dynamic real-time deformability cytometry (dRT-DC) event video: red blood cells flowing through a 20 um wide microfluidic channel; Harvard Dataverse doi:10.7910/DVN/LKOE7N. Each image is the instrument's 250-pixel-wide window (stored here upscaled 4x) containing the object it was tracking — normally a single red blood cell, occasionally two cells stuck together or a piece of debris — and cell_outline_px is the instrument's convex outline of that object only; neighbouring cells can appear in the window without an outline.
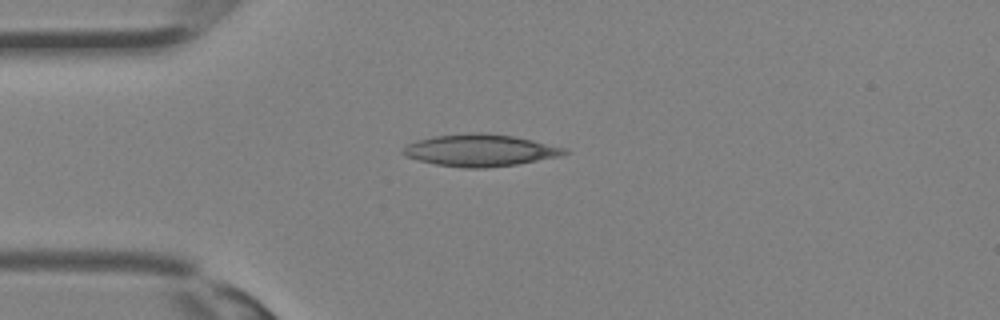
{"species": "Egyptian fruit bat (a non-hibernating species)", "species_latin": "Rousettus aegyptiacus", "temperature_condition": "room temperature", "stored_images_in_passage": 11, "camera_frame_rate_fps": 3000, "um_per_image_px": 0.085, "animal": {"sex": "female"}, "frame": {"image": 1, "passage_image": 1, "time_ms": 0.0, "image_size_px": [1000, 320], "cell_outline_px": [[568, 152], [560, 156], [516, 164], [484, 168], [464, 168], [436, 164], [404, 156], [400, 152], [400, 148], [416, 140], [432, 136], [468, 132], [484, 132], [512, 136], [532, 140], [564, 148]], "centroid_in_image_um": [40.73, 12.76], "position_along_channel_um": 44.3, "area_um2": 30.06}}
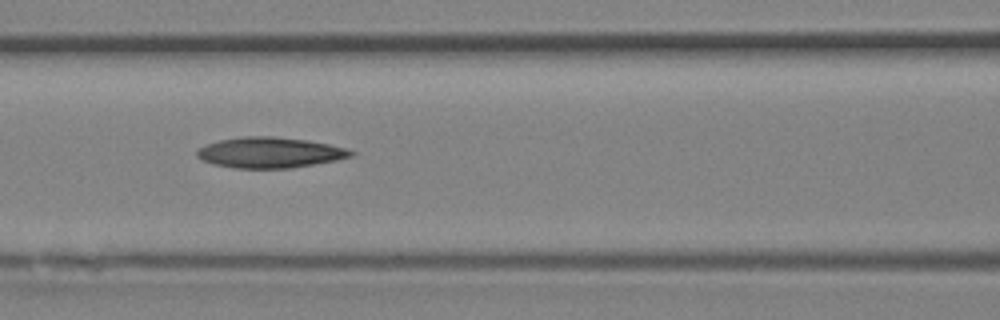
{"frame": {"image": 2, "passage_image": 7, "time_ms": 2.0, "image_size_px": [1000, 320], "cell_outline_px": [[356, 152], [352, 156], [336, 160], [292, 168], [232, 168], [212, 164], [196, 156], [196, 152], [204, 144], [220, 140], [240, 136], [272, 136], [308, 140], [348, 148]], "centroid_in_image_um": [22.93, 12.96], "position_along_channel_um": 143.7, "area_um2": 27.63}}
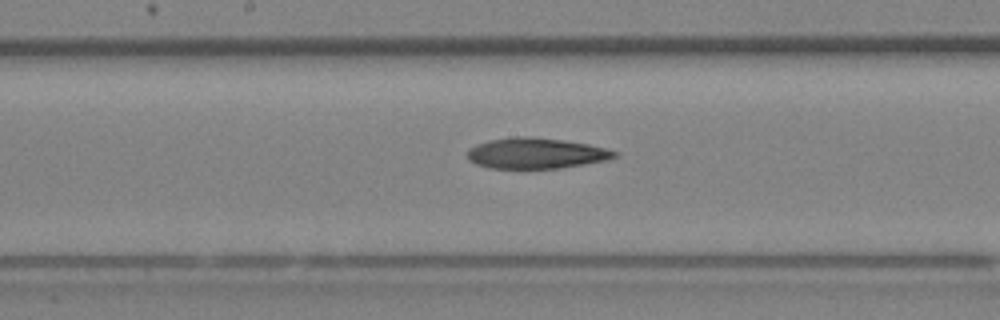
{"frame": {"image": 3, "passage_image": 10, "time_ms": 3.0, "image_size_px": [1000, 320], "cell_outline_px": [[620, 156], [608, 160], [560, 168], [488, 168], [476, 164], [468, 160], [468, 148], [476, 144], [488, 140], [516, 136], [524, 136], [564, 140], [588, 144], [620, 152]], "centroid_in_image_um": [45.57, 13.03], "position_along_channel_um": 202.6, "area_um2": 26.47}}